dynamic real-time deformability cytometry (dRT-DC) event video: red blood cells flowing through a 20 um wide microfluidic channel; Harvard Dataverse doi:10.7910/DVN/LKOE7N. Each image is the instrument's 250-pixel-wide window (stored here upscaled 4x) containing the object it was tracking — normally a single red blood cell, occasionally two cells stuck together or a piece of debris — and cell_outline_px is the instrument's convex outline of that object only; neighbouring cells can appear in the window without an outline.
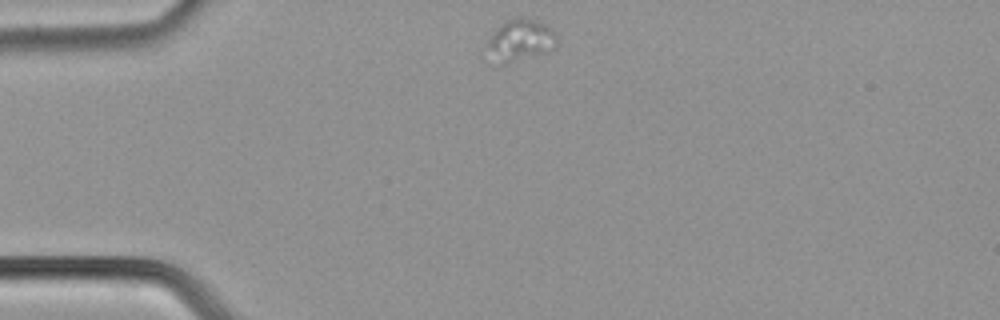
{"species": "common noctule bat (a hibernating species)", "species_latin": "Nyctalus noctula", "temperature_condition": "cold", "stored_images_in_passage": 40, "camera_frame_rate_fps": 3000, "um_per_image_px": 0.085, "animal": {"sex": "male", "body_mass_g": 21.5, "forearm_length_mm": 52.0}, "frame": {"image": 1, "passage_image": 1, "time_ms": 0.0, "image_size_px": [1000, 320], "cell_outline_px": [[556, 48], [548, 52], [504, 64], [500, 64], [484, 44], [496, 28], [504, 20], [516, 16], [524, 16], [544, 24], [556, 32]], "centroid_in_image_um": [44.24, 3.38], "position_along_channel_um": 40.8, "area_um2": 17.11}}
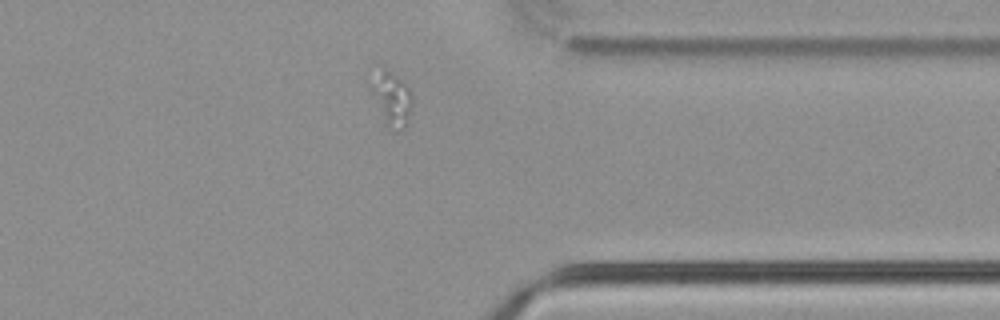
{"frame": {"image": 2, "passage_image": 29, "time_ms": 9.333, "image_size_px": [1000, 320], "cell_outline_px": [[412, 104], [404, 128], [400, 132], [396, 132], [388, 124], [364, 80], [364, 76], [384, 68], [400, 80], [408, 88], [412, 96]], "centroid_in_image_um": [33.19, 8.29], "position_along_channel_um": 378.2, "area_um2": 12.89}}
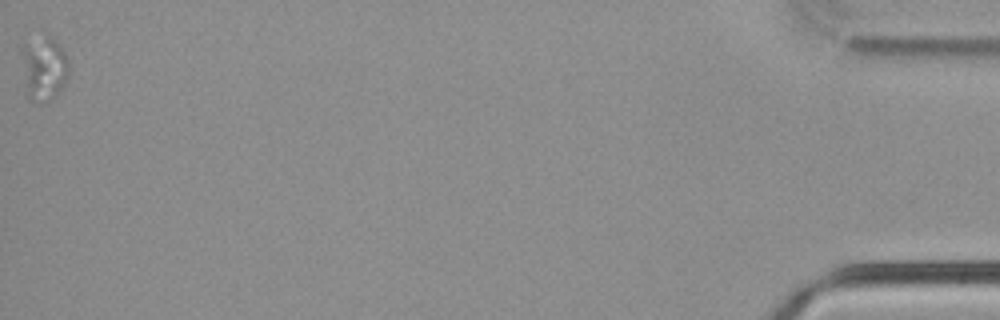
{"frame": {"image": 3, "passage_image": 40, "time_ms": 13.0, "image_size_px": [1000, 320], "cell_outline_px": [[68, 76], [60, 92], [52, 100], [28, 100], [20, 48], [24, 44], [48, 36], [52, 36], [60, 44], [68, 60]], "centroid_in_image_um": [3.75, 5.81], "position_along_channel_um": 431.4, "area_um2": 17.4}}